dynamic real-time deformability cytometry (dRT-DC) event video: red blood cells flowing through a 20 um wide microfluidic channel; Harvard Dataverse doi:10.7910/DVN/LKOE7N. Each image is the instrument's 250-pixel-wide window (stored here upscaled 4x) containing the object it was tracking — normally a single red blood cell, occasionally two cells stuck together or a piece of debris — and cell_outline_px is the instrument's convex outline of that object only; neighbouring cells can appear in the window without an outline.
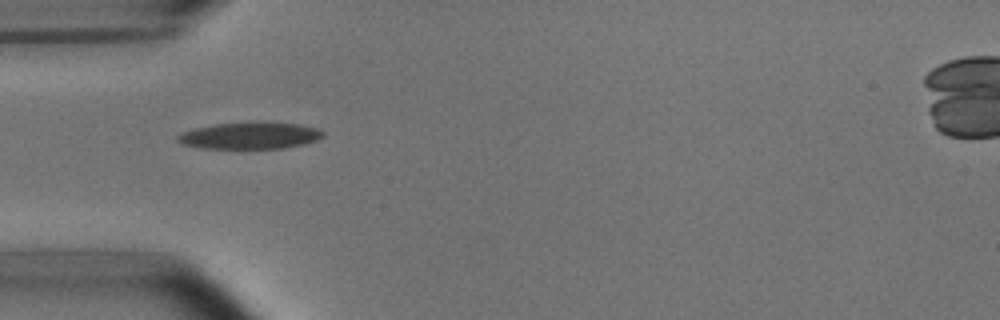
{"species": "common noctule bat (a hibernating species)", "species_latin": "Nyctalus noctula", "temperature_condition": "room temperature", "stored_images_in_passage": 23, "camera_frame_rate_fps": 3000, "um_per_image_px": 0.085, "animal": {"sex": "male", "body_mass_g": 15.6}, "frame": {"image": 1, "passage_image": 1, "time_ms": 0.0, "image_size_px": [1000, 320], "cell_outline_px": [[324, 136], [316, 140], [284, 148], [204, 148], [184, 144], [176, 140], [176, 136], [184, 132], [196, 128], [216, 124], [296, 124], [316, 128], [324, 132]], "centroid_in_image_um": [21.23, 11.56], "position_along_channel_um": 63.8, "area_um2": 21.5}}